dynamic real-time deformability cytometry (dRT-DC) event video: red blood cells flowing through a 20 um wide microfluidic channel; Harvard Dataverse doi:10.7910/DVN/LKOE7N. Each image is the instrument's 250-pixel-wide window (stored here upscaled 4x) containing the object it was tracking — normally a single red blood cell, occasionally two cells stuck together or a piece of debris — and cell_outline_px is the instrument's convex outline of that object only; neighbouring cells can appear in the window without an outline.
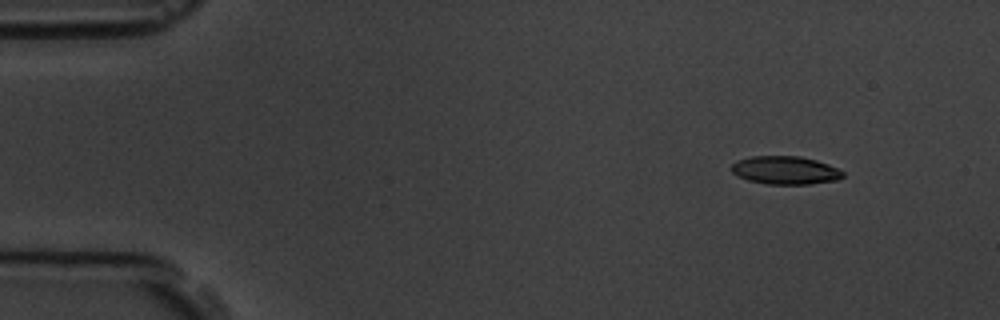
{"species": "common noctule bat (a hibernating species)", "species_latin": "Nyctalus noctula", "temperature_condition": "room temperature", "stored_images_in_passage": 5, "camera_frame_rate_fps": 3000, "um_per_image_px": 0.085, "animal": {"sex": "male", "body_mass_g": 19.5, "forearm_length_mm": 54.6}, "frame": {"image": 1, "passage_image": 1, "time_ms": 0.0, "image_size_px": [1000, 320], "cell_outline_px": [[844, 176], [836, 180], [812, 184], [768, 184], [748, 180], [736, 176], [728, 168], [732, 164], [740, 160], [752, 156], [800, 156], [816, 160], [828, 164], [844, 172]], "centroid_in_image_um": [66.73, 14.47], "position_along_channel_um": 18.3, "area_um2": 18.32}}
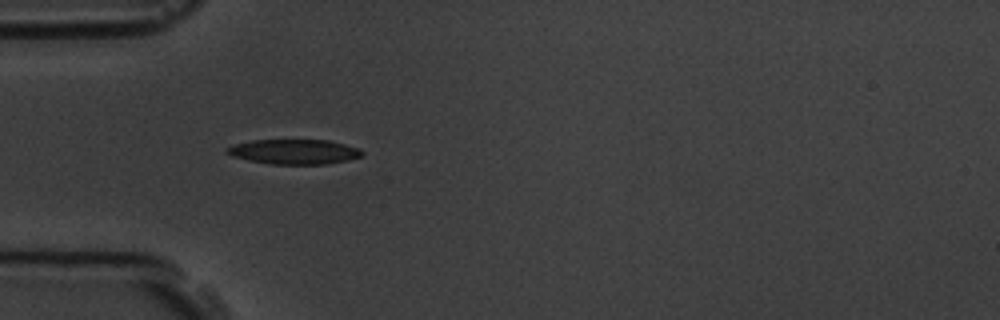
{"frame": {"image": 2, "passage_image": 4, "time_ms": 3.667, "image_size_px": [1000, 320], "cell_outline_px": [[364, 152], [360, 156], [348, 160], [328, 164], [272, 164], [248, 160], [232, 156], [224, 152], [224, 148], [236, 144], [252, 140], [328, 140], [360, 148]], "centroid_in_image_um": [24.99, 12.89], "position_along_channel_um": 60.0, "area_um2": 19.59}}
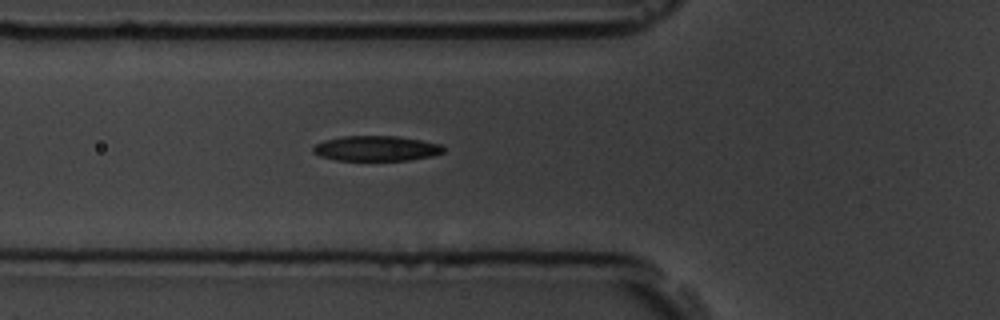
{"frame": {"image": 3, "passage_image": 5, "time_ms": 4.667, "image_size_px": [1000, 320], "cell_outline_px": [[444, 152], [432, 156], [408, 160], [336, 160], [320, 156], [312, 152], [312, 148], [316, 144], [324, 140], [344, 136], [396, 136], [420, 140], [440, 144], [444, 148]], "centroid_in_image_um": [31.96, 12.61], "position_along_channel_um": 93.8, "area_um2": 19.02}}